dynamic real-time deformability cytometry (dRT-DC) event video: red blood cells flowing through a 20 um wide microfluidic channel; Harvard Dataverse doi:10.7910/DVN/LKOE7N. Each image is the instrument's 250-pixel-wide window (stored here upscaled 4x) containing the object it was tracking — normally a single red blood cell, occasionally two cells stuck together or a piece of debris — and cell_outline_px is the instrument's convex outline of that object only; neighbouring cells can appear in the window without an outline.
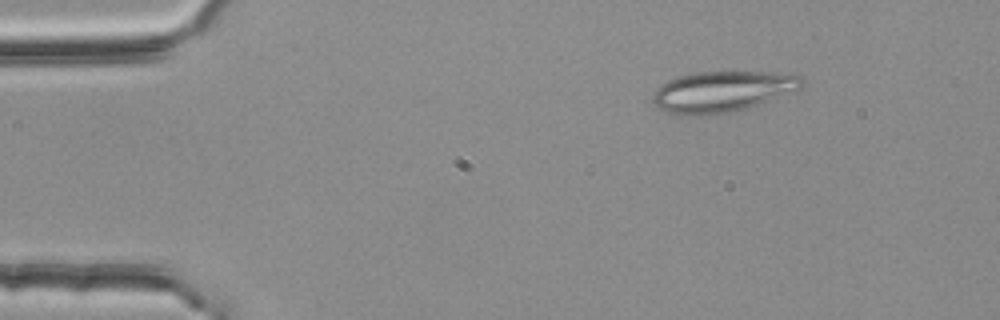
{"species": "common noctule bat (a hibernating species)", "species_latin": "Nyctalus noctula", "temperature_condition": "room temperature", "stored_images_in_passage": 4, "camera_frame_rate_fps": 3000, "um_per_image_px": 0.085, "animal": {"sex": "female", "body_mass_g": 25.1}, "frame": {"image": 1, "passage_image": 2, "time_ms": 0.333, "image_size_px": [1000, 320], "cell_outline_px": [[804, 84], [800, 88], [748, 108], [728, 112], [664, 112], [656, 108], [652, 100], [652, 96], [656, 88], [660, 84], [668, 80], [680, 76], [696, 72], [772, 72], [800, 76], [804, 80]], "centroid_in_image_um": [61.38, 7.73], "position_along_channel_um": 23.6, "area_um2": 34.39}}